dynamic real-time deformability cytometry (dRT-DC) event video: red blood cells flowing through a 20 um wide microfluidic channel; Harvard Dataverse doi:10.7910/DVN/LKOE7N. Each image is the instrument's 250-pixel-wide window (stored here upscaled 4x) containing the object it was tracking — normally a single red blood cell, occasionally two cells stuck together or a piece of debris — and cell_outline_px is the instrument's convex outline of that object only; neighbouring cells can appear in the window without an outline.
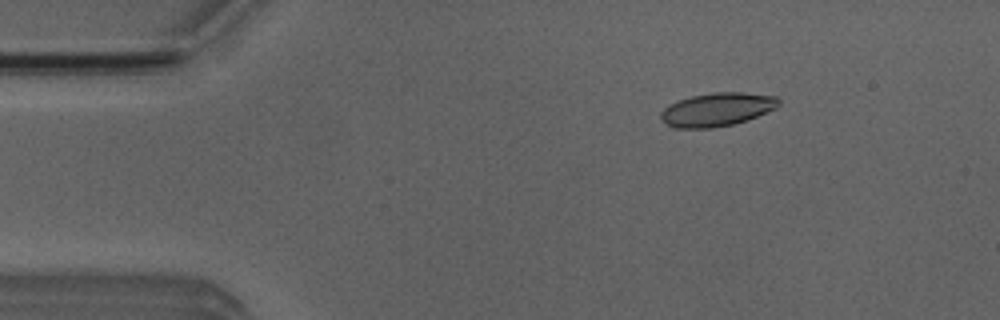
{"species": "Egyptian fruit bat (a non-hibernating species)", "species_latin": "Rousettus aegyptiacus", "temperature_condition": "room temperature", "stored_images_in_passage": 54, "camera_frame_rate_fps": 3000, "um_per_image_px": 0.085, "animal": {"sex": "male"}, "frame": {"image": 1, "passage_image": 8, "time_ms": 2.333, "image_size_px": [1000, 320], "cell_outline_px": [[780, 104], [776, 108], [756, 116], [732, 124], [712, 128], [672, 128], [660, 116], [660, 112], [668, 104], [692, 96], [712, 92], [740, 92], [776, 96], [780, 100]], "centroid_in_image_um": [60.94, 9.3], "position_along_channel_um": 24.1, "area_um2": 22.77}}
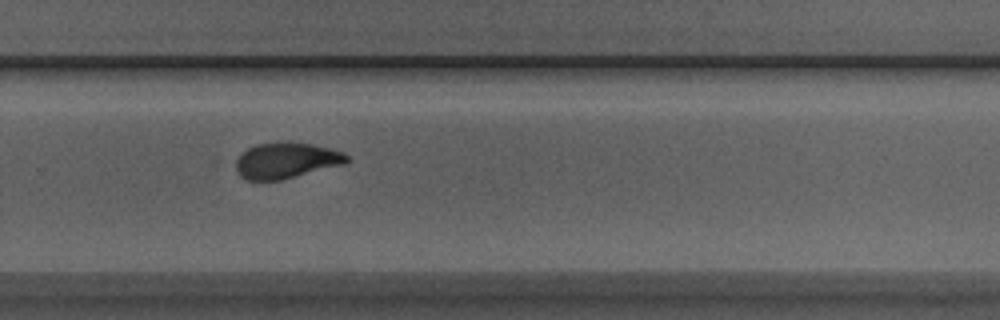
{"frame": {"image": 2, "passage_image": 35, "time_ms": 11.333, "image_size_px": [1000, 320], "cell_outline_px": [[348, 160], [344, 164], [280, 180], [248, 180], [240, 176], [236, 172], [236, 160], [248, 148], [256, 144], [312, 144], [344, 152], [348, 156]], "centroid_in_image_um": [24.32, 13.67], "position_along_channel_um": 305.5, "area_um2": 22.43}}
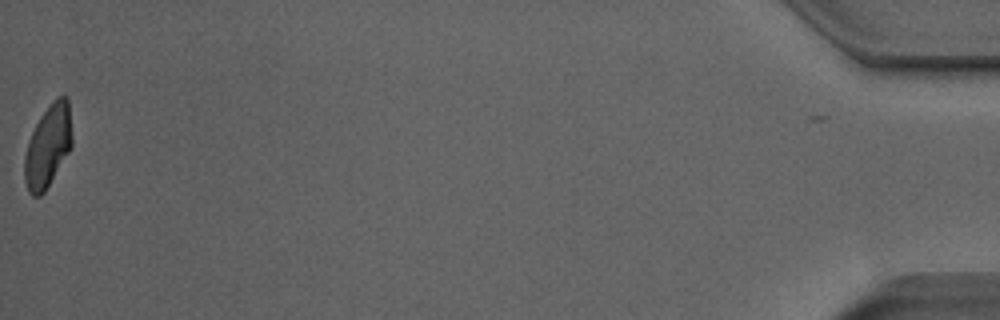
{"frame": {"image": 3, "passage_image": 53, "time_ms": 17.333, "image_size_px": [1000, 320], "cell_outline_px": [[72, 148], [44, 192], [40, 196], [32, 196], [28, 192], [24, 180], [24, 156], [28, 140], [40, 116], [52, 100], [56, 96], [68, 96], [72, 140]], "centroid_in_image_um": [4.07, 12.42], "position_along_channel_um": 431.1, "area_um2": 23.0}, "authors_computed_cell_mechanics": {"area_um2": 23.2645, "velocity_mm_per_s": 3.8617, "shape_relaxation_time_tau1_ms": null, "shape_relaxation_time_tau2_ms": 2.4751, "deformation_change_tau1": null, "deformation_change_tau2": 0.0311}}